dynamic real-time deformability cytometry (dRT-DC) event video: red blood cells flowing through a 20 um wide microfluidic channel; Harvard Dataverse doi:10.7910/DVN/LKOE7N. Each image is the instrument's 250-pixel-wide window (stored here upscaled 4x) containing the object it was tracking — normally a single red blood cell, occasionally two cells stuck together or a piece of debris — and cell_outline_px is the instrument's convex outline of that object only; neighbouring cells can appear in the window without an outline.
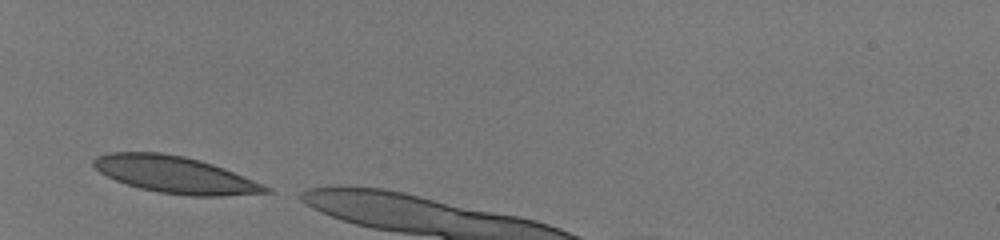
{"species": "human", "species_latin": "Homo sapiens", "temperature_condition": "room temperature", "stored_images_in_passage": 29, "camera_frame_rate_fps": 3000, "um_per_image_px": 0.085, "donor": {"sex": "male"}, "frame": {"image": 1, "passage_image": 1, "time_ms": 0.0, "image_size_px": [1000, 240], "cell_outline_px": [[272, 192], [224, 196], [192, 196], [160, 192], [140, 188], [116, 180], [100, 172], [92, 164], [92, 160], [96, 156], [108, 152], [160, 152], [184, 156], [200, 160], [224, 168], [264, 184], [272, 188]], "centroid_in_image_um": [14.9, 14.84], "position_along_channel_um": 70.1, "area_um2": 36.82}}
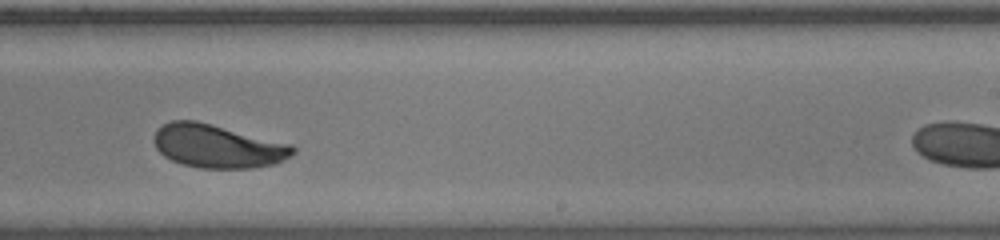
{"frame": {"image": 2, "passage_image": 17, "time_ms": 5.333, "image_size_px": [1000, 240], "cell_outline_px": [[296, 152], [292, 156], [276, 164], [252, 168], [200, 168], [180, 164], [164, 156], [156, 148], [152, 140], [152, 136], [156, 128], [172, 120], [196, 120], [292, 144], [296, 148]], "centroid_in_image_um": [18.49, 12.42], "position_along_channel_um": 270.5, "area_um2": 35.55}}
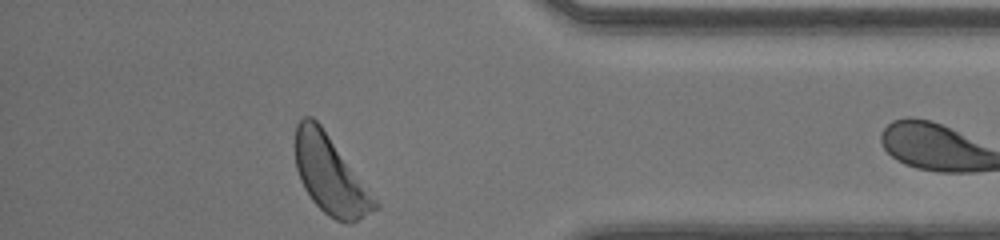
{"frame": {"image": 3, "passage_image": 28, "time_ms": 9.0, "image_size_px": [1000, 240], "cell_outline_px": [[380, 208], [352, 224], [348, 224], [336, 220], [328, 216], [312, 200], [304, 188], [300, 180], [296, 168], [296, 124], [304, 116], [312, 116], [320, 124], [380, 204]], "centroid_in_image_um": [28.09, 14.91], "position_along_channel_um": 407.1, "area_um2": 35.95}}